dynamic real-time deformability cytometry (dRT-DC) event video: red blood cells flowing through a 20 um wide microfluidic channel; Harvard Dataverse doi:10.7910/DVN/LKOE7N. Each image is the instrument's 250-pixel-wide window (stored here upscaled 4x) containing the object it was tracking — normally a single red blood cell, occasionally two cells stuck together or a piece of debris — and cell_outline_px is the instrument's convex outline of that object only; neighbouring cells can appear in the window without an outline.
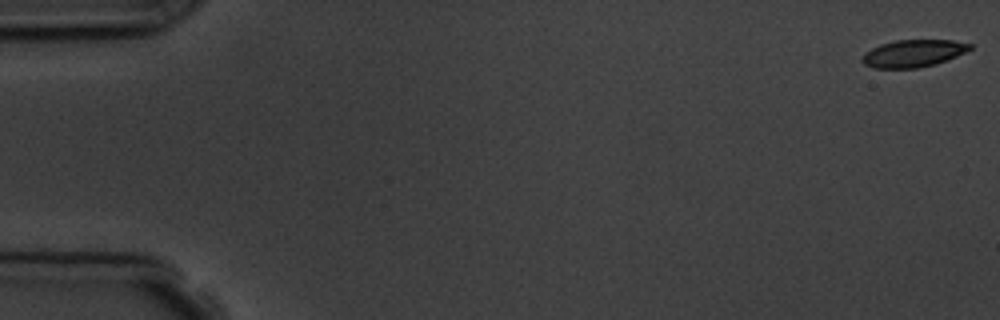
{"species": "common noctule bat (a hibernating species)", "species_latin": "Nyctalus noctula", "temperature_condition": "room temperature", "stored_images_in_passage": 7, "camera_frame_rate_fps": 3000, "um_per_image_px": 0.085, "animal": {"sex": "male", "body_mass_g": 19.5, "forearm_length_mm": 54.6}, "frame": {"image": 1, "passage_image": 1, "time_ms": 0.0, "image_size_px": [1000, 320], "cell_outline_px": [[972, 48], [956, 56], [936, 64], [916, 68], [872, 68], [864, 64], [860, 60], [864, 52], [880, 44], [896, 40], [952, 40], [972, 44]], "centroid_in_image_um": [77.58, 4.54], "position_along_channel_um": 7.4, "area_um2": 17.17}}
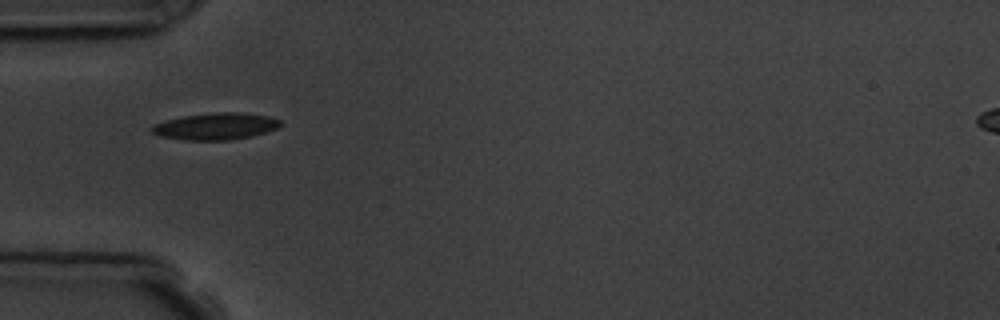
{"frame": {"image": 2, "passage_image": 5, "time_ms": 5.667, "image_size_px": [1000, 320], "cell_outline_px": [[280, 124], [276, 128], [252, 136], [232, 140], [184, 140], [160, 136], [152, 132], [148, 128], [152, 124], [164, 120], [184, 116], [212, 112], [240, 112], [268, 116], [280, 120]], "centroid_in_image_um": [18.26, 10.73], "position_along_channel_um": 66.7, "area_um2": 20.17}}